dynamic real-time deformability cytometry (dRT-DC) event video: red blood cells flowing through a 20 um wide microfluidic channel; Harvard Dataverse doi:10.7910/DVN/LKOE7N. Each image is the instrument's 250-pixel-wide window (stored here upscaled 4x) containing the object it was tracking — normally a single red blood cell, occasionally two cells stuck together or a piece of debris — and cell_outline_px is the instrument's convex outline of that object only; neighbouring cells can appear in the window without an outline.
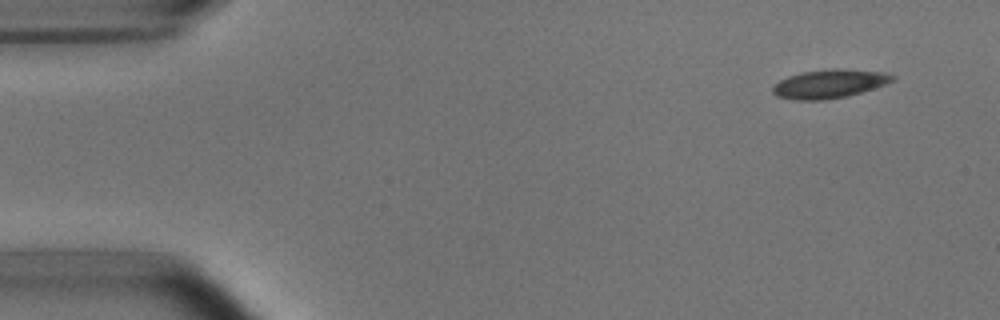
{"species": "common noctule bat (a hibernating species)", "species_latin": "Nyctalus noctula", "temperature_condition": "room temperature", "stored_images_in_passage": 4, "camera_frame_rate_fps": 3000, "um_per_image_px": 0.085, "animal": {"sex": "male", "body_mass_g": 15.6}, "frame": {"image": 1, "passage_image": 1, "time_ms": 0.0, "image_size_px": [1000, 320], "cell_outline_px": [[896, 80], [848, 96], [824, 100], [792, 100], [776, 96], [772, 92], [772, 84], [788, 76], [800, 72], [832, 68], [840, 68], [888, 72], [896, 76]], "centroid_in_image_um": [70.48, 7.11], "position_along_channel_um": 14.5, "area_um2": 20.35}}
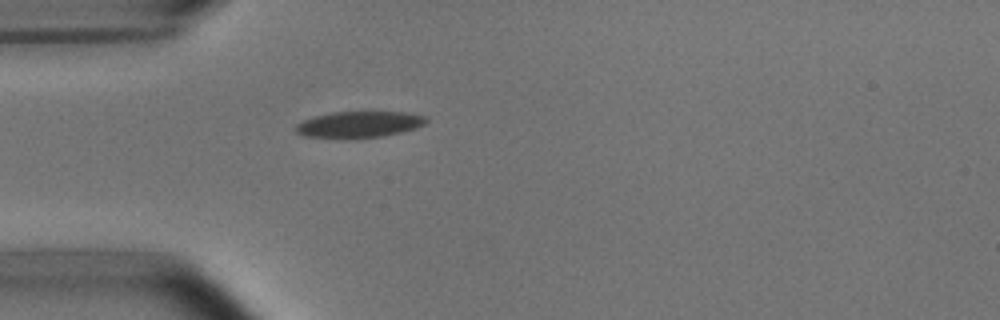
{"frame": {"image": 2, "passage_image": 4, "time_ms": 3.667, "image_size_px": [1000, 320], "cell_outline_px": [[428, 120], [424, 124], [416, 128], [384, 136], [344, 140], [304, 136], [296, 132], [296, 124], [304, 120], [316, 116], [332, 112], [404, 112], [424, 116]], "centroid_in_image_um": [30.49, 10.6], "position_along_channel_um": 54.5, "area_um2": 20.23}}